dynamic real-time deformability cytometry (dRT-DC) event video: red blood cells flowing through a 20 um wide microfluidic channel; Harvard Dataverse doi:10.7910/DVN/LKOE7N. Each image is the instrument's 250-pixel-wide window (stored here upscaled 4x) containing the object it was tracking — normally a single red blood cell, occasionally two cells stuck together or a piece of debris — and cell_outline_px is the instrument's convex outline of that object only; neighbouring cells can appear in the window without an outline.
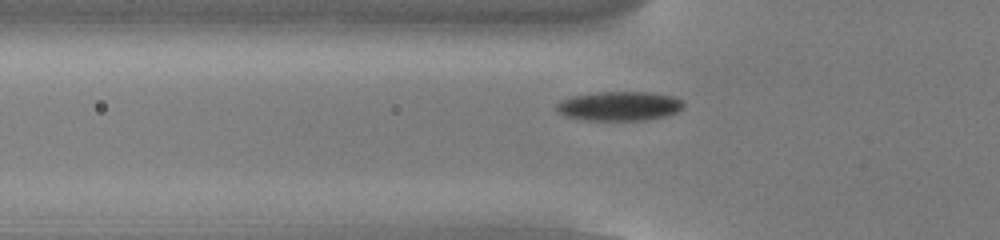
{"species": "common noctule bat (a hibernating species)", "species_latin": "Nyctalus noctula", "temperature_condition": "cold", "stored_images_in_passage": 46, "camera_frame_rate_fps": 3000, "um_per_image_px": 0.085, "animal": {"sex": "male", "body_mass_g": 13.0, "forearm_length_mm": 53.1}, "frame": {"image": 1, "passage_image": 10, "time_ms": 3.0, "image_size_px": [1000, 240], "cell_outline_px": [[684, 104], [676, 112], [664, 116], [644, 120], [584, 120], [564, 116], [556, 108], [556, 104], [560, 100], [572, 96], [600, 92], [652, 92], [672, 96], [684, 100]], "centroid_in_image_um": [52.63, 9.01], "position_along_channel_um": 73.2, "area_um2": 21.62}}
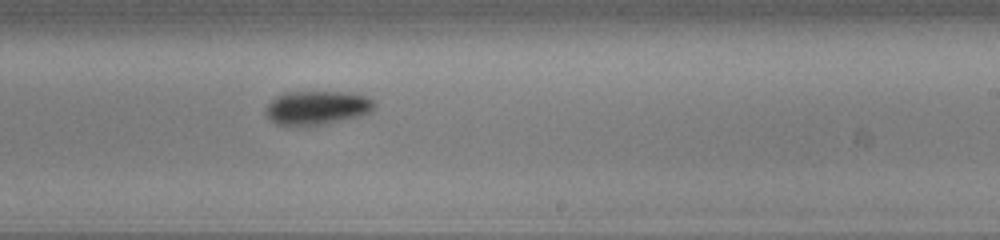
{"frame": {"image": 2, "passage_image": 25, "time_ms": 8.0, "image_size_px": [1000, 240], "cell_outline_px": [[376, 104], [368, 112], [356, 116], [320, 124], [276, 124], [264, 112], [264, 108], [276, 96], [284, 92], [352, 92], [368, 96], [376, 100]], "centroid_in_image_um": [26.95, 9.11], "position_along_channel_um": 262.1, "area_um2": 20.98}}
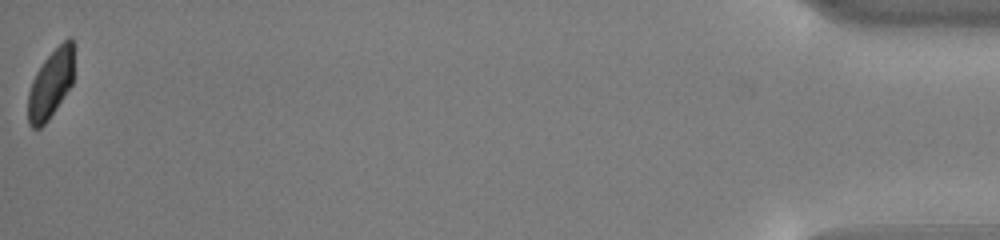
{"frame": {"image": 3, "passage_image": 46, "time_ms": 15.0, "image_size_px": [1000, 240], "cell_outline_px": [[72, 84], [48, 120], [40, 128], [32, 128], [28, 124], [28, 92], [32, 80], [36, 72], [44, 60], [68, 36], [72, 36]], "centroid_in_image_um": [4.28, 7.16], "position_along_channel_um": 430.9, "area_um2": 18.03}, "authors_computed_cell_mechanics": {"area_um2": 20.9814, "velocity_mm_per_s": 3.7886, "shape_relaxation_time_tau1_ms": 2.8902, "shape_relaxation_time_tau2_ms": null, "deformation_change_tau1": 0.0934, "deformation_change_tau2": null}}